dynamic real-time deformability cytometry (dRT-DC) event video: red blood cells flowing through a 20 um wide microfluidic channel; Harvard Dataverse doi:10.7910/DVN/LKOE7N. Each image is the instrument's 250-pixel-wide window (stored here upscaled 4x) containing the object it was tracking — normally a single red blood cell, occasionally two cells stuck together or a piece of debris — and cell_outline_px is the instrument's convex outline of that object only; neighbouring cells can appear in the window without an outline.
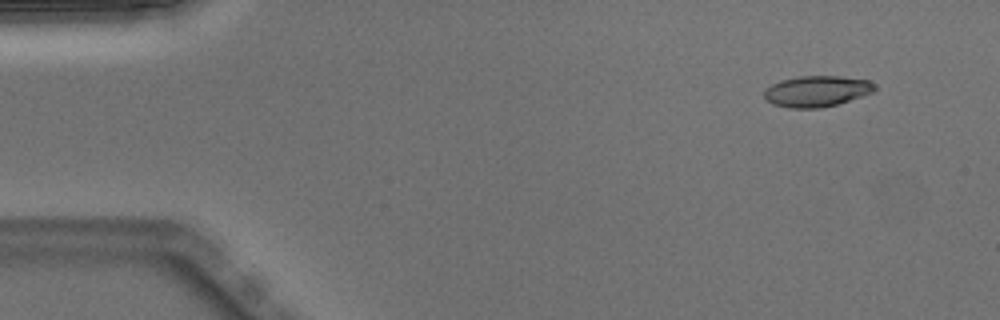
{"species": "Egyptian fruit bat (a non-hibernating species)", "species_latin": "Rousettus aegyptiacus", "temperature_condition": "warm", "stored_images_in_passage": 49, "camera_frame_rate_fps": 3000, "um_per_image_px": 0.085, "animal": {"sex": "male"}, "frame": {"image": 1, "passage_image": 4, "time_ms": 1.0, "image_size_px": [1000, 320], "cell_outline_px": [[876, 92], [836, 104], [820, 108], [788, 108], [772, 104], [764, 96], [764, 88], [780, 80], [800, 76], [840, 76], [868, 80], [876, 84]], "centroid_in_image_um": [69.44, 7.75], "position_along_channel_um": 15.6, "area_um2": 20.11}}
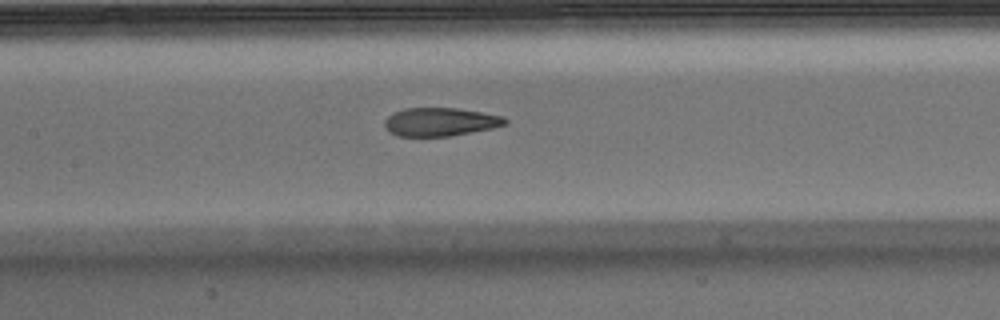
{"frame": {"image": 2, "passage_image": 23, "time_ms": 7.333, "image_size_px": [1000, 320], "cell_outline_px": [[508, 124], [492, 128], [452, 136], [400, 136], [388, 132], [384, 124], [384, 120], [392, 112], [404, 108], [460, 108], [504, 116], [508, 120]], "centroid_in_image_um": [37.43, 10.35], "position_along_channel_um": 170.0, "area_um2": 20.17}}
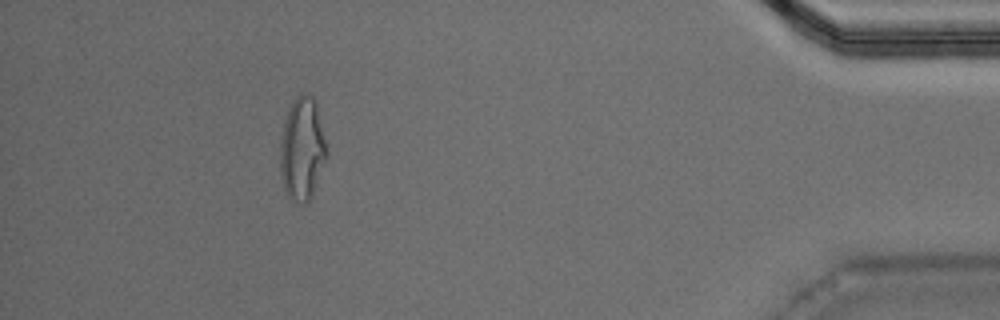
{"frame": {"image": 3, "passage_image": 45, "time_ms": 14.667, "image_size_px": [1000, 320], "cell_outline_px": [[328, 156], [312, 196], [308, 204], [300, 204], [288, 196], [284, 192], [280, 172], [280, 140], [284, 120], [288, 108], [296, 96], [300, 92], [304, 92], [312, 96], [316, 100], [328, 152]], "centroid_in_image_um": [25.69, 12.66], "position_along_channel_um": 409.5, "area_um2": 28.61}, "authors_computed_cell_mechanics": {"area_um2": 20.808, "velocity_mm_per_s": 4.0334, "shape_relaxation_time_tau1_ms": 9.0124, "shape_relaxation_time_tau2_ms": 1.4519, "deformation_change_tau1": 0.2867, "deformation_change_tau2": 0.0941}}